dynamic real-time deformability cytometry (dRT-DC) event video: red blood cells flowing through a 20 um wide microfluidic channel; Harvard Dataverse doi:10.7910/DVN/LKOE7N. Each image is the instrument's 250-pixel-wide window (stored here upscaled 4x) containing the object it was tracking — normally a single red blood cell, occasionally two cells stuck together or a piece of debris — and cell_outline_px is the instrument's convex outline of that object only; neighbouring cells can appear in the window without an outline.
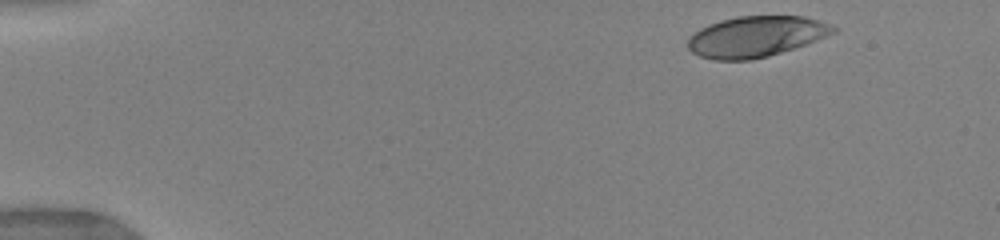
{"species": "human", "species_latin": "Homo sapiens", "temperature_condition": "warm", "stored_images_in_passage": 23, "camera_frame_rate_fps": 3000, "um_per_image_px": 0.085, "donor": {"sex": "female"}, "frame": {"image": 1, "passage_image": 1, "time_ms": 0.0, "image_size_px": [1000, 240], "cell_outline_px": [[840, 28], [836, 32], [808, 44], [768, 56], [748, 60], [716, 60], [700, 56], [692, 52], [688, 48], [688, 36], [700, 28], [708, 24], [720, 20], [736, 16], [804, 16]], "centroid_in_image_um": [64.25, 3.1], "position_along_channel_um": 20.7, "area_um2": 34.68}}
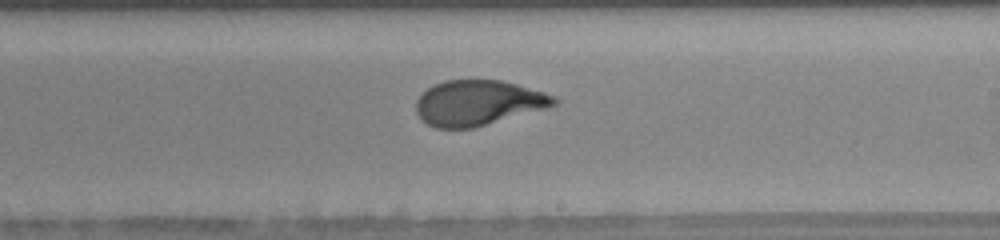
{"frame": {"image": 2, "passage_image": 11, "time_ms": 8.333, "image_size_px": [1000, 240], "cell_outline_px": [[560, 100], [556, 104], [544, 108], [472, 128], [436, 128], [428, 124], [416, 112], [416, 100], [428, 88], [444, 80], [500, 80], [516, 84], [544, 92], [556, 96]], "centroid_in_image_um": [40.64, 8.73], "position_along_channel_um": 248.4, "area_um2": 35.84}}
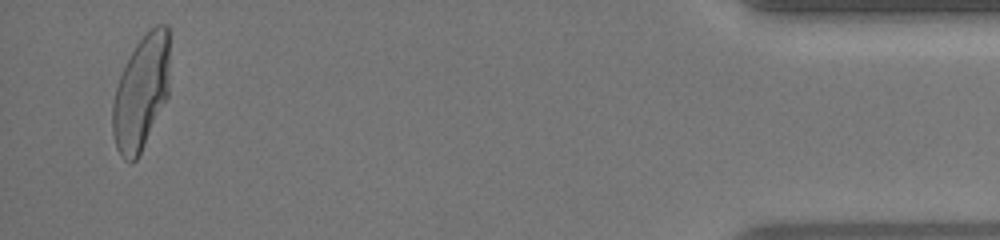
{"frame": {"image": 3, "passage_image": 22, "time_ms": 14.333, "image_size_px": [1000, 240], "cell_outline_px": [[168, 96], [136, 160], [132, 164], [124, 160], [120, 156], [116, 148], [112, 132], [112, 104], [116, 88], [120, 76], [136, 44], [156, 24], [168, 24]], "centroid_in_image_um": [11.98, 7.91], "position_along_channel_um": 423.2, "area_um2": 37.57}, "authors_computed_cell_mechanics": {"area_um2": 36.8764, "velocity_mm_per_s": 4.0431, "shape_relaxation_time_tau1_ms": 4.4559, "shape_relaxation_time_tau2_ms": null, "deformation_change_tau1": 0.2153, "deformation_change_tau2": null}}